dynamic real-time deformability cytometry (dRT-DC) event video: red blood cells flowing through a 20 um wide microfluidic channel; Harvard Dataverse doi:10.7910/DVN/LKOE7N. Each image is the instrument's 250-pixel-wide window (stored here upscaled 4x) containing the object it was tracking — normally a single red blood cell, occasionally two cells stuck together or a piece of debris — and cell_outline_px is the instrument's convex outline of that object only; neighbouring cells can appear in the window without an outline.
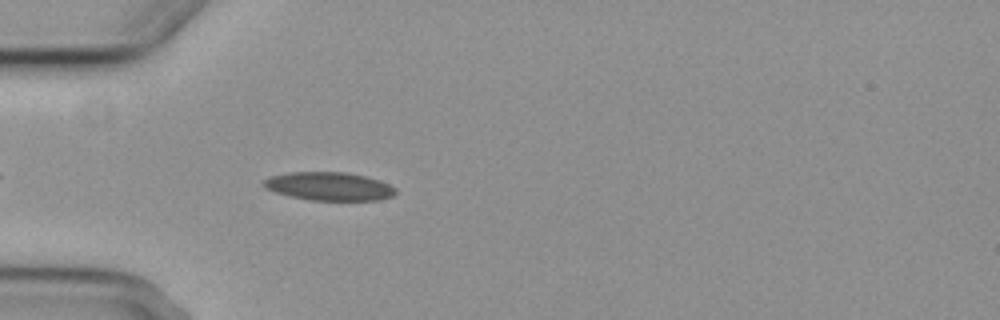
{"species": "common noctule bat (a hibernating species)", "species_latin": "Nyctalus noctula", "temperature_condition": "cold", "stored_images_in_passage": 4, "camera_frame_rate_fps": 3000, "um_per_image_px": 0.085, "animal": {"sex": "female", "body_mass_g": 29.2, "forearm_length_mm": 56.3}, "frame": {"image": 1, "passage_image": 4, "time_ms": 3.667, "image_size_px": [1000, 320], "cell_outline_px": [[396, 192], [392, 196], [380, 200], [312, 200], [292, 196], [276, 192], [264, 188], [260, 184], [264, 180], [272, 176], [292, 172], [344, 172], [364, 176], [388, 184], [396, 188]], "centroid_in_image_um": [27.96, 15.84], "position_along_channel_um": 57.0, "area_um2": 21.5}}